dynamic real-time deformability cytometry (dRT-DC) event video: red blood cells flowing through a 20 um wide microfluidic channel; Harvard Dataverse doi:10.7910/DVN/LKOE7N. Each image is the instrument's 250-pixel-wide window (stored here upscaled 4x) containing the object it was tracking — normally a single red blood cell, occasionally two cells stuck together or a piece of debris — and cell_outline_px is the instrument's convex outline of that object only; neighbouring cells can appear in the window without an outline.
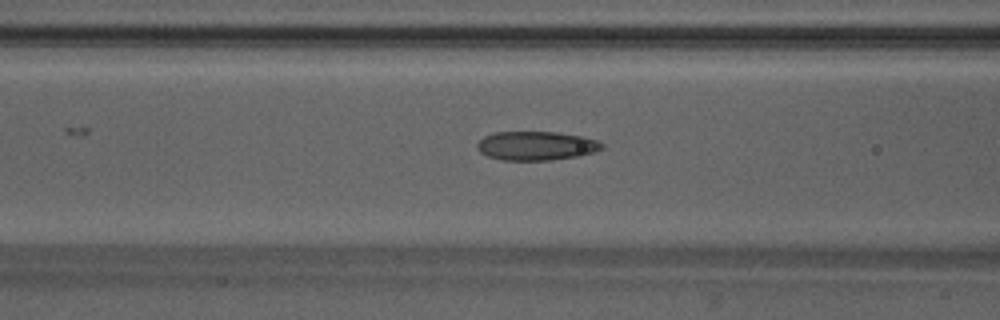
{"species": "Egyptian fruit bat (a non-hibernating species)", "species_latin": "Rousettus aegyptiacus", "temperature_condition": "warm", "stored_images_in_passage": 28, "camera_frame_rate_fps": 3000, "um_per_image_px": 0.085, "animal": {"sex": "male"}, "frame": {"image": 1, "passage_image": 4, "time_ms": 1.0, "image_size_px": [1000, 320], "cell_outline_px": [[604, 148], [592, 152], [576, 156], [548, 160], [504, 160], [488, 156], [480, 152], [476, 148], [476, 144], [484, 136], [496, 132], [556, 132], [584, 136], [596, 140], [604, 144]], "centroid_in_image_um": [45.57, 12.38], "position_along_channel_um": 121.0, "area_um2": 20.92}}
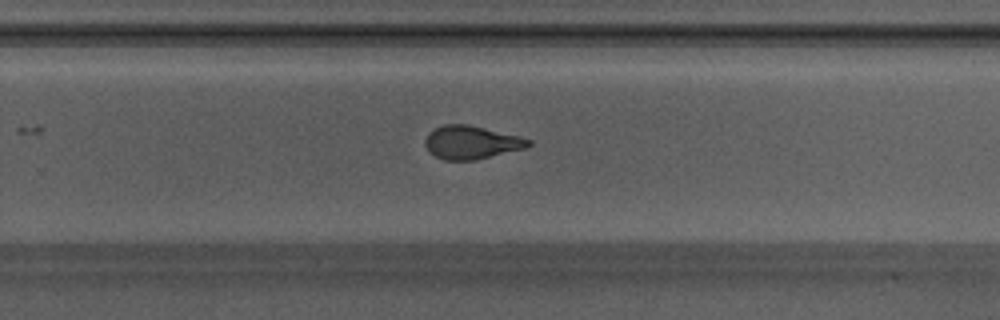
{"frame": {"image": 2, "passage_image": 16, "time_ms": 5.0, "image_size_px": [1000, 320], "cell_outline_px": [[532, 144], [524, 148], [476, 160], [444, 160], [428, 152], [424, 144], [424, 140], [428, 132], [444, 124], [468, 124], [532, 140]], "centroid_in_image_um": [40.0, 12.11], "position_along_channel_um": 289.8, "area_um2": 19.88}}
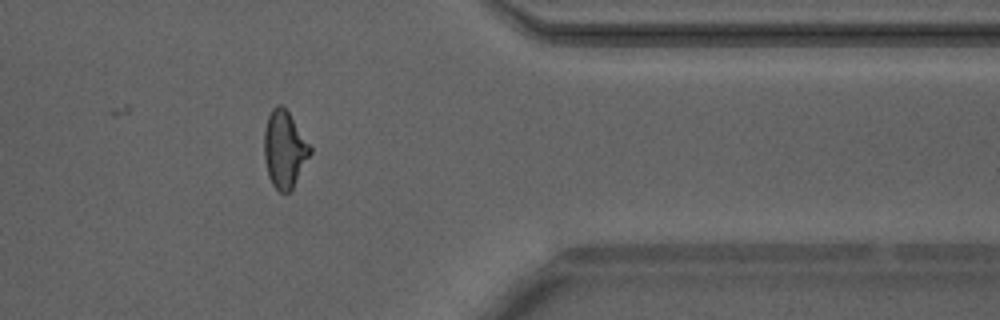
{"frame": {"image": 3, "passage_image": 24, "time_ms": 7.667, "image_size_px": [1000, 320], "cell_outline_px": [[312, 152], [292, 188], [288, 192], [280, 192], [272, 184], [268, 176], [264, 156], [264, 132], [268, 116], [272, 108], [276, 104], [280, 104], [288, 112], [312, 148]], "centroid_in_image_um": [24.17, 12.69], "position_along_channel_um": 387.2, "area_um2": 20.35}}